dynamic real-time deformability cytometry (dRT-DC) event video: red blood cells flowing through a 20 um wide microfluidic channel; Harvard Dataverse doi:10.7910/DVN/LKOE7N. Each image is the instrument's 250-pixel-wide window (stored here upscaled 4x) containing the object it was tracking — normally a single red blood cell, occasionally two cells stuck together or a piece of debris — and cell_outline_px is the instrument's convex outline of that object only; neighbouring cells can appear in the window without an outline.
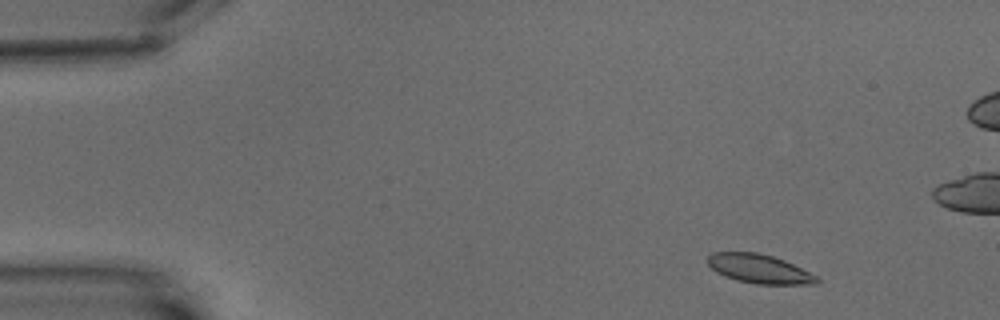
{"species": "common noctule bat (a hibernating species)", "species_latin": "Nyctalus noctula", "temperature_condition": "warm", "stored_images_in_passage": 6, "camera_frame_rate_fps": 3000, "um_per_image_px": 0.085, "animal": {"sex": "male", "body_mass_g": 15.6}, "frame": {"image": 1, "passage_image": 1, "time_ms": 0.0, "image_size_px": [1000, 320], "cell_outline_px": [[820, 280], [816, 284], [756, 284], [736, 280], [724, 276], [716, 272], [708, 264], [708, 256], [712, 252], [756, 252], [772, 256], [784, 260], [816, 276]], "centroid_in_image_um": [64.5, 22.85], "position_along_channel_um": 20.5, "area_um2": 18.26}}